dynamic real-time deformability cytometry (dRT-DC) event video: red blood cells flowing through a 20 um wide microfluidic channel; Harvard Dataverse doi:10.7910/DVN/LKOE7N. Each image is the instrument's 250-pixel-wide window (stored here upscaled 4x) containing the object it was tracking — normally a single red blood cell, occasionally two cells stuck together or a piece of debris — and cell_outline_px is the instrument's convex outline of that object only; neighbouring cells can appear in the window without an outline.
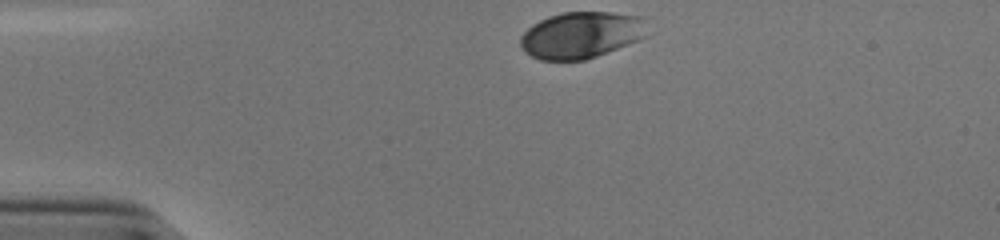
{"species": "human", "species_latin": "Homo sapiens", "temperature_condition": "cold", "stored_images_in_passage": 32, "camera_frame_rate_fps": 3000, "um_per_image_px": 0.085, "donor": {"sex": "male"}, "frame": {"image": 1, "passage_image": 1, "time_ms": 0.0, "image_size_px": [1000, 240], "cell_outline_px": [[648, 36], [640, 40], [596, 56], [584, 60], [540, 60], [532, 56], [520, 48], [520, 36], [532, 24], [548, 16], [564, 12], [612, 12], [648, 16]], "centroid_in_image_um": [49.48, 2.95], "position_along_channel_um": 35.5, "area_um2": 35.08}}
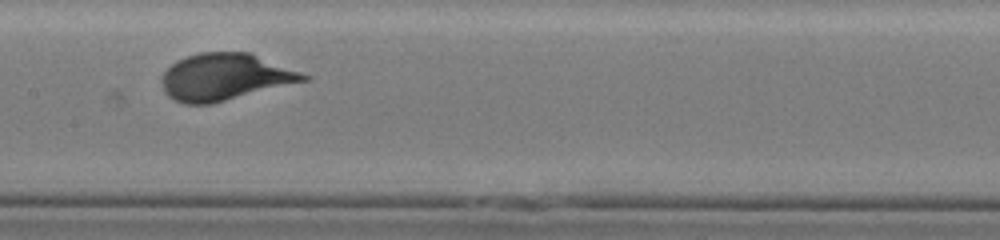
{"frame": {"image": 2, "passage_image": 17, "time_ms": 5.333, "image_size_px": [1000, 240], "cell_outline_px": [[312, 76], [308, 80], [212, 104], [184, 104], [172, 100], [164, 92], [160, 80], [164, 72], [176, 60], [200, 52], [248, 52]], "centroid_in_image_um": [19.09, 6.55], "position_along_channel_um": 188.3, "area_um2": 38.73}}
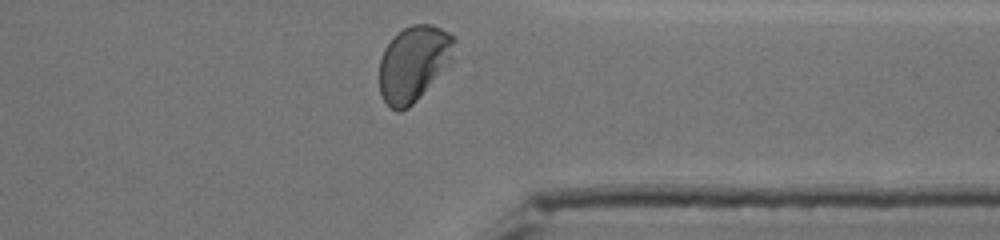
{"frame": {"image": 3, "passage_image": 32, "time_ms": 10.333, "image_size_px": [1000, 240], "cell_outline_px": [[456, 40], [452, 60], [416, 100], [408, 108], [400, 112], [396, 112], [384, 100], [380, 92], [380, 56], [384, 48], [396, 32], [412, 24], [432, 24], [456, 36]], "centroid_in_image_um": [35.15, 5.35], "position_along_channel_um": 376.2, "area_um2": 32.95}, "authors_computed_cell_mechanics": {"area_um2": 37.3677, "velocity_mm_per_s": 3.792, "shape_relaxation_time_tau1_ms": 2.5461, "shape_relaxation_time_tau2_ms": null, "deformation_change_tau1": 0.1537, "deformation_change_tau2": null}}